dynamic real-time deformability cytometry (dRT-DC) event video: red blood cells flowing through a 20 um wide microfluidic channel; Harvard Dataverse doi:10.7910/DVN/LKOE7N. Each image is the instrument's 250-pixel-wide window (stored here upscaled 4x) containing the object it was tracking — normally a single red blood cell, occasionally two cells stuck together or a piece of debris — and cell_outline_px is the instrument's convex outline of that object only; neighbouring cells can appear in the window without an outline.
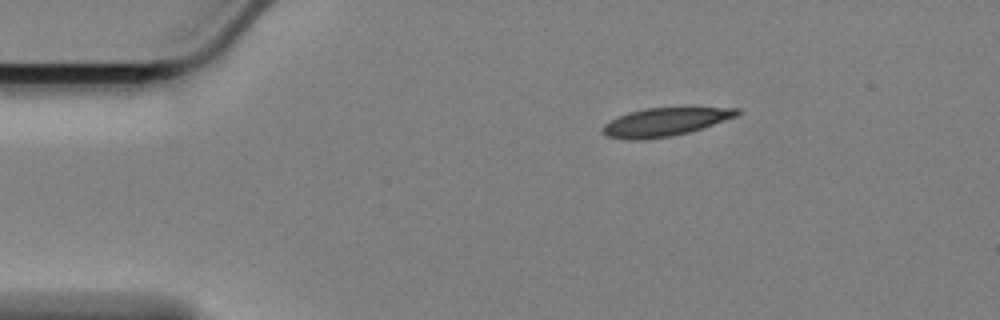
{"species": "Egyptian fruit bat (a non-hibernating species)", "species_latin": "Rousettus aegyptiacus", "temperature_condition": "cold", "stored_images_in_passage": 50, "camera_frame_rate_fps": 3000, "um_per_image_px": 0.085, "animal": {"sex": "female"}, "frame": {"image": 1, "passage_image": 1, "time_ms": 0.0, "image_size_px": [1000, 320], "cell_outline_px": [[740, 112], [736, 116], [688, 132], [672, 136], [644, 140], [628, 140], [608, 136], [600, 128], [604, 124], [628, 112], [644, 108], [684, 104], [740, 108]], "centroid_in_image_um": [56.6, 10.3], "position_along_channel_um": 28.4, "area_um2": 23.12}}
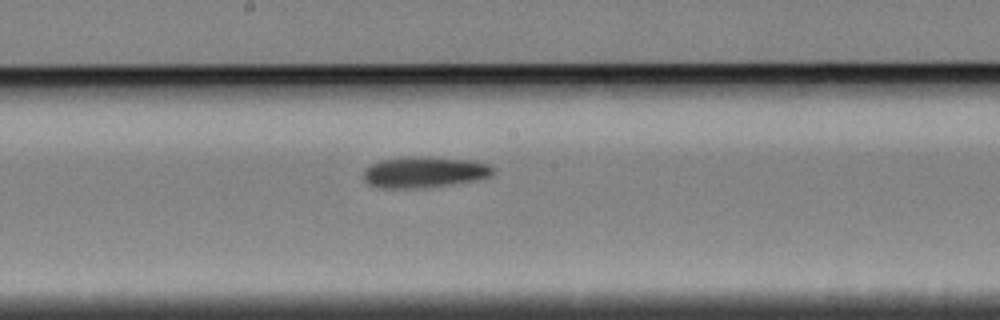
{"frame": {"image": 2, "passage_image": 22, "time_ms": 7.0, "image_size_px": [1000, 320], "cell_outline_px": [[496, 172], [492, 176], [476, 180], [452, 184], [424, 188], [376, 188], [368, 184], [364, 180], [364, 168], [380, 160], [400, 156], [428, 156], [472, 160], [488, 164], [496, 168]], "centroid_in_image_um": [36.08, 14.62], "position_along_channel_um": 212.1, "area_um2": 24.1}}
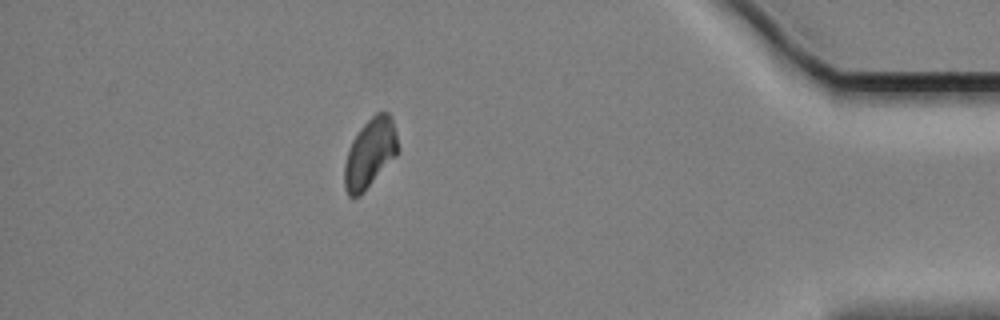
{"frame": {"image": 3, "passage_image": 43, "time_ms": 14.0, "image_size_px": [1000, 320], "cell_outline_px": [[400, 148], [396, 156], [364, 192], [360, 196], [348, 196], [344, 188], [344, 164], [352, 140], [360, 128], [376, 112], [388, 112], [392, 116]], "centroid_in_image_um": [31.47, 13.02], "position_along_channel_um": 403.7, "area_um2": 21.73}, "authors_computed_cell_mechanics": {"area_um2": 22.9466, "velocity_mm_per_s": 3.3715, "shape_relaxation_time_tau1_ms": 4.8163, "shape_relaxation_time_tau2_ms": 6.9373, "deformation_change_tau1": 0.0926, "deformation_change_tau2": 0.0975}}